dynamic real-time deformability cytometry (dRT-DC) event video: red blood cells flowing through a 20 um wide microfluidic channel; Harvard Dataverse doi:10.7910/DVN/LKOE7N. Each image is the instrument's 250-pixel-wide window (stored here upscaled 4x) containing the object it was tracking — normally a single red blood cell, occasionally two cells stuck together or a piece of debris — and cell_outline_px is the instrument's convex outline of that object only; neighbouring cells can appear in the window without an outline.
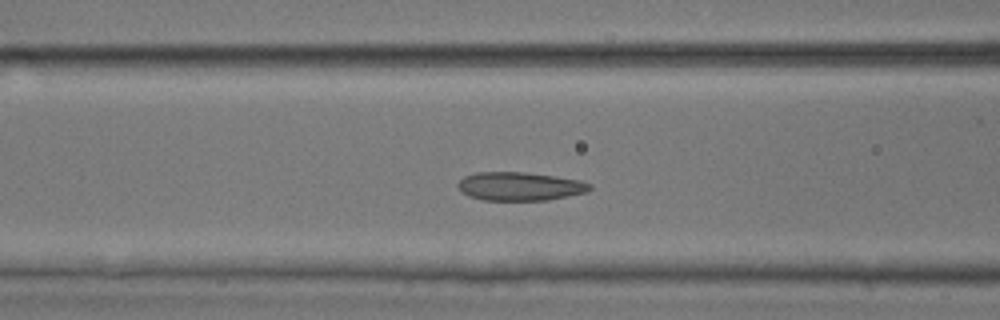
{"species": "common noctule bat (a hibernating species)", "species_latin": "Nyctalus noctula", "temperature_condition": "room temperature", "stored_images_in_passage": 47, "camera_frame_rate_fps": 3000, "um_per_image_px": 0.085, "animal": {"sex": "male", "body_mass_g": 17.9, "forearm_length_mm": 54.2}, "frame": {"image": 1, "passage_image": 17, "time_ms": 5.333, "image_size_px": [1000, 320], "cell_outline_px": [[592, 188], [588, 192], [548, 200], [480, 200], [468, 196], [456, 188], [456, 184], [464, 176], [476, 172], [524, 172], [556, 176], [580, 180], [592, 184]], "centroid_in_image_um": [44.17, 15.84], "position_along_channel_um": 122.4, "area_um2": 22.2}}
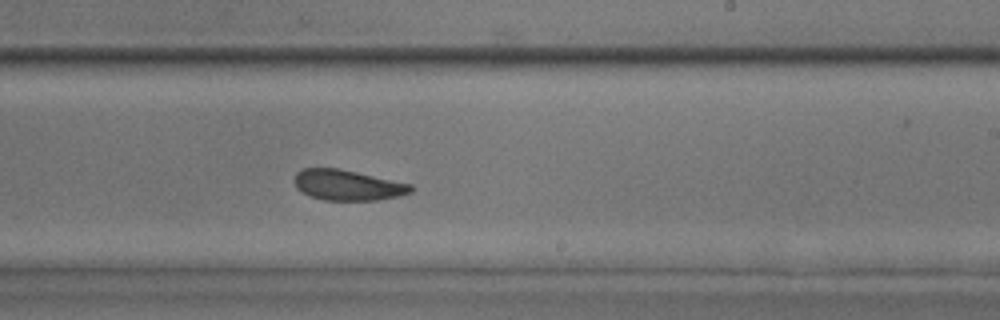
{"frame": {"image": 2, "passage_image": 27, "time_ms": 8.667, "image_size_px": [1000, 320], "cell_outline_px": [[412, 192], [400, 196], [380, 200], [324, 200], [308, 196], [300, 192], [296, 188], [292, 180], [296, 172], [300, 168], [340, 168], [412, 184]], "centroid_in_image_um": [29.5, 15.73], "position_along_channel_um": 259.5, "area_um2": 21.15}}
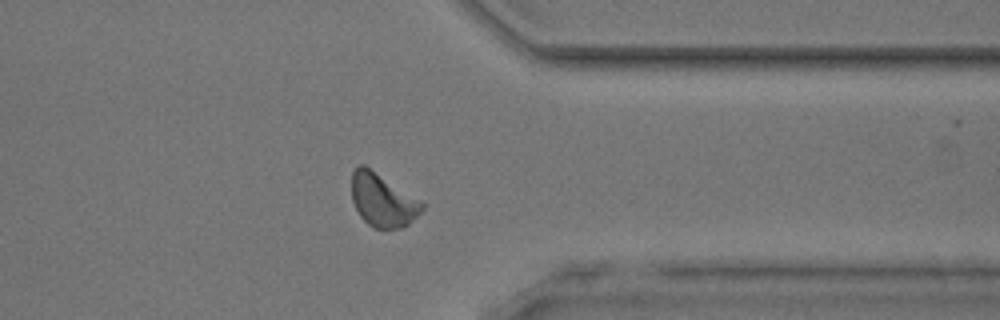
{"frame": {"image": 3, "passage_image": 36, "time_ms": 11.667, "image_size_px": [1000, 320], "cell_outline_px": [[424, 208], [408, 224], [400, 228], [372, 228], [360, 216], [352, 200], [352, 172], [360, 164], [364, 164], [420, 200], [424, 204]], "centroid_in_image_um": [32.51, 17.01], "position_along_channel_um": 378.9, "area_um2": 21.5}, "authors_computed_cell_mechanics": {"area_um2": 21.4438, "velocity_mm_per_s": 4.1348, "shape_relaxation_time_tau1_ms": 3.3893, "shape_relaxation_time_tau2_ms": 3.3276, "deformation_change_tau1": 0.0856, "deformation_change_tau2": 0.0967}}